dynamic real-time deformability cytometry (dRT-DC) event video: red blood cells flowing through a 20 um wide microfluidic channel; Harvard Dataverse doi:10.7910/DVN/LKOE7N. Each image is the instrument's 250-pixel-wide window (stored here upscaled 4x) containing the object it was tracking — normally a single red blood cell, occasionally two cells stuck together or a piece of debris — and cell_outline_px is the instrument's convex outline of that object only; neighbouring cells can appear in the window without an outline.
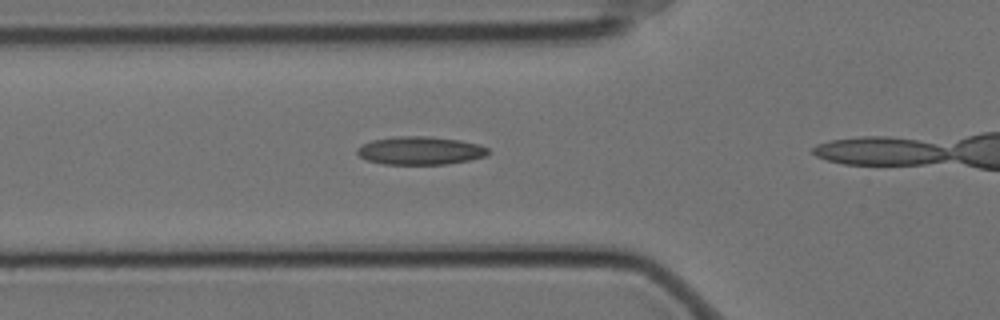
{"species": "Egyptian fruit bat (a non-hibernating species)", "species_latin": "Rousettus aegyptiacus", "temperature_condition": "cold", "stored_images_in_passage": 12, "camera_frame_rate_fps": 3000, "um_per_image_px": 0.085, "animal": {"sex": "female"}, "frame": {"image": 1, "passage_image": 7, "time_ms": 2.0, "image_size_px": [1000, 320], "cell_outline_px": [[492, 152], [488, 156], [448, 164], [384, 164], [368, 160], [360, 156], [356, 152], [356, 148], [372, 140], [392, 136], [428, 136], [460, 140], [480, 144], [488, 148]], "centroid_in_image_um": [35.76, 12.79], "position_along_channel_um": 90.0, "area_um2": 21.68}}
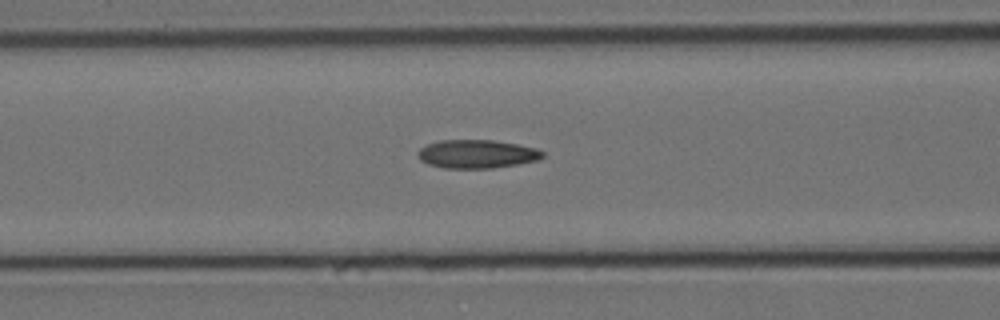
{"frame": {"image": 2, "passage_image": 10, "time_ms": 3.0, "image_size_px": [1000, 320], "cell_outline_px": [[544, 156], [536, 160], [516, 164], [492, 168], [444, 168], [428, 164], [420, 160], [416, 156], [416, 152], [420, 148], [428, 144], [440, 140], [492, 140], [516, 144], [536, 148], [544, 152]], "centroid_in_image_um": [40.48, 13.09], "position_along_channel_um": 126.1, "area_um2": 20.63}}